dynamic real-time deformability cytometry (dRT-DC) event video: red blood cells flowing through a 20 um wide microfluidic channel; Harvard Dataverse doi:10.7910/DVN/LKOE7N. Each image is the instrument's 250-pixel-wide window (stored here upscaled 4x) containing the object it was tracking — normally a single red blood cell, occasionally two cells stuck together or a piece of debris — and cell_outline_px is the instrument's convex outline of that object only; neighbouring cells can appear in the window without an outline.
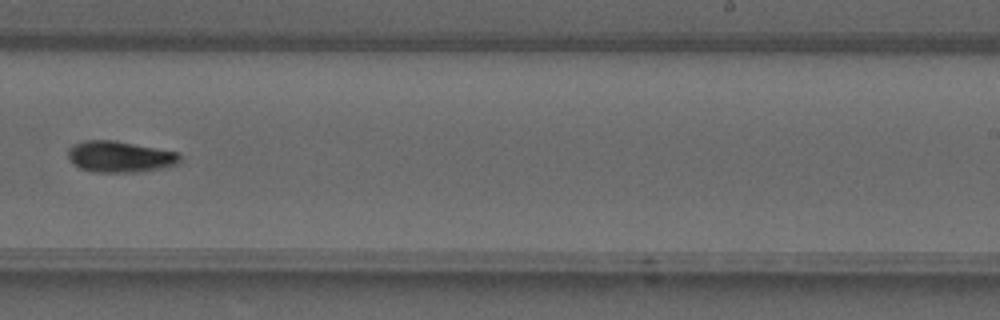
{"species": "common noctule bat (a hibernating species)", "species_latin": "Nyctalus noctula", "temperature_condition": "warm", "stored_images_in_passage": 29, "camera_frame_rate_fps": 3000, "um_per_image_px": 0.085, "animal": {"sex": "male", "forearm_length_mm": 52.5}, "frame": {"image": 1, "passage_image": 13, "time_ms": 4.0, "image_size_px": [1000, 320], "cell_outline_px": [[180, 160], [176, 164], [160, 168], [136, 172], [96, 172], [80, 168], [72, 164], [68, 156], [68, 148], [84, 140], [116, 140], [180, 152]], "centroid_in_image_um": [10.19, 13.31], "position_along_channel_um": 278.8, "area_um2": 20.4}}
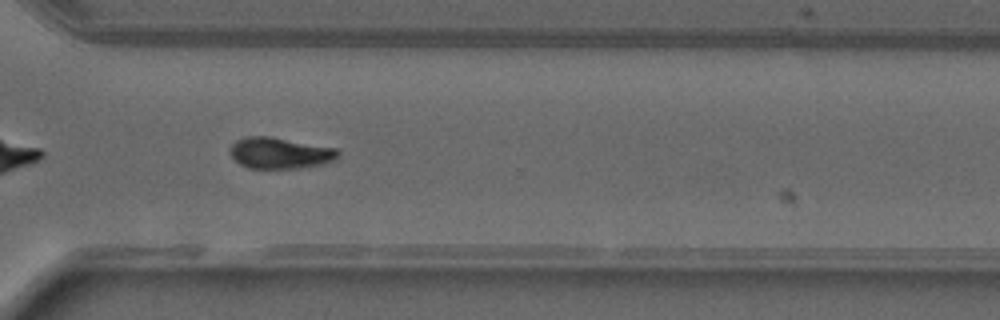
{"frame": {"image": 2, "passage_image": 17, "time_ms": 5.333, "image_size_px": [1000, 320], "cell_outline_px": [[340, 152], [332, 160], [324, 164], [300, 168], [248, 168], [240, 164], [232, 156], [232, 144], [236, 140], [248, 136], [272, 136], [336, 148]], "centroid_in_image_um": [23.81, 13.0], "position_along_channel_um": 346.8, "area_um2": 19.48}}
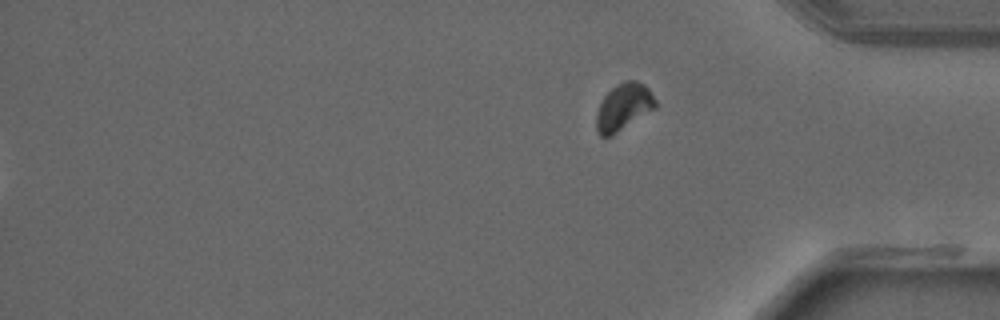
{"frame": {"image": 3, "passage_image": 29, "time_ms": 9.333, "image_size_px": [1000, 320], "cell_outline_px": [[656, 108], [612, 136], [600, 136], [596, 128], [596, 112], [604, 96], [616, 84], [624, 80], [636, 80], [644, 84], [648, 88], [656, 100]], "centroid_in_image_um": [53.0, 9.09], "position_along_channel_um": 382.2, "area_um2": 16.24}}